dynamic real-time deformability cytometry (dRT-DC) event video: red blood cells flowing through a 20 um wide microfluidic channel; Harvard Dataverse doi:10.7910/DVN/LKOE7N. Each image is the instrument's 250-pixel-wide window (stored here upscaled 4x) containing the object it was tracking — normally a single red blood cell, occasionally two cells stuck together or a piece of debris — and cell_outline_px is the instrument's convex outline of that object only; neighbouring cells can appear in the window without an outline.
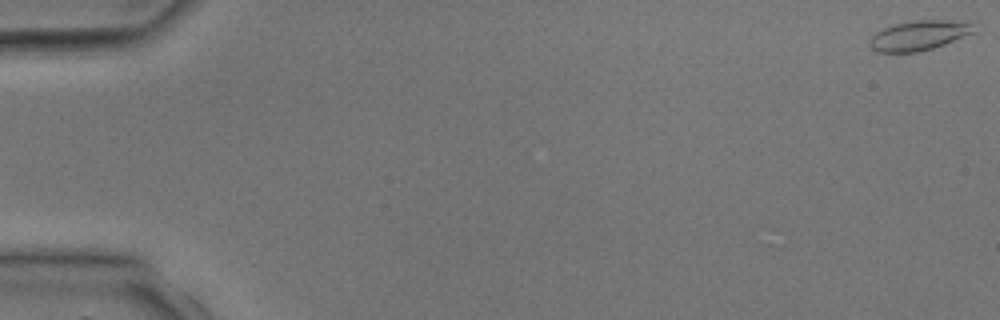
{"species": "common noctule bat (a hibernating species)", "species_latin": "Nyctalus noctula", "temperature_condition": "room temperature", "stored_images_in_passage": 5, "camera_frame_rate_fps": 3000, "um_per_image_px": 0.085, "animal": {"sex": "male", "body_mass_g": 17.9, "forearm_length_mm": 54.2}, "frame": {"image": 1, "passage_image": 1, "time_ms": 0.0, "image_size_px": [1000, 320], "cell_outline_px": [[976, 32], [944, 44], [932, 48], [916, 52], [876, 52], [868, 44], [868, 40], [876, 32], [884, 28], [896, 24], [916, 20], [944, 20], [972, 24]], "centroid_in_image_um": [78.07, 3.02], "position_along_channel_um": 6.9, "area_um2": 17.8}}
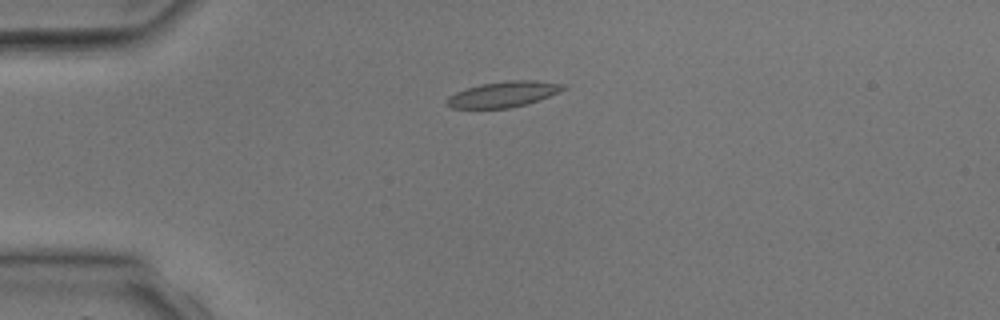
{"frame": {"image": 2, "passage_image": 4, "time_ms": 3.333, "image_size_px": [1000, 320], "cell_outline_px": [[568, 88], [548, 96], [524, 104], [508, 108], [452, 108], [448, 104], [448, 96], [456, 92], [480, 84], [512, 80], [532, 80], [564, 84]], "centroid_in_image_um": [42.79, 8.0], "position_along_channel_um": 42.2, "area_um2": 16.99}}